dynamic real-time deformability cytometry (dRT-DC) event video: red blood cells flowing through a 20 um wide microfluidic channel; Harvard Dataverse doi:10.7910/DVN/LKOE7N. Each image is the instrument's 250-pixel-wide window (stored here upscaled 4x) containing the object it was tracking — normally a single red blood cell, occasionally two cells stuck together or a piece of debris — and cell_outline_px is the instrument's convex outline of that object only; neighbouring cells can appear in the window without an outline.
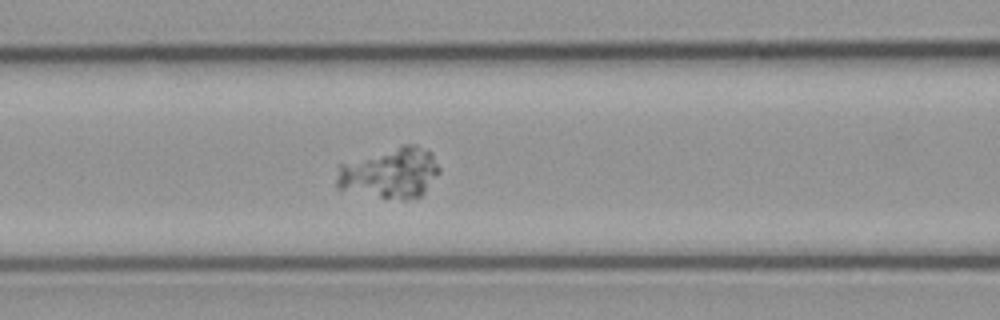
{"species": "common noctule bat (a hibernating species)", "species_latin": "Nyctalus noctula", "temperature_condition": "cold", "stored_images_in_passage": 56, "camera_frame_rate_fps": 3000, "um_per_image_px": 0.085, "animal": {"sex": "male", "body_mass_g": 23.1, "forearm_length_mm": 52.7}, "frame": {"image": 1, "passage_image": 24, "time_ms": 7.667, "image_size_px": [1000, 320], "cell_outline_px": [[440, 172], [424, 192], [420, 196], [404, 200], [400, 200], [336, 188], [336, 176], [340, 164], [404, 144], [416, 144], [432, 152], [440, 168]], "centroid_in_image_um": [33.2, 14.69], "position_along_channel_um": 133.4, "area_um2": 30.06}}
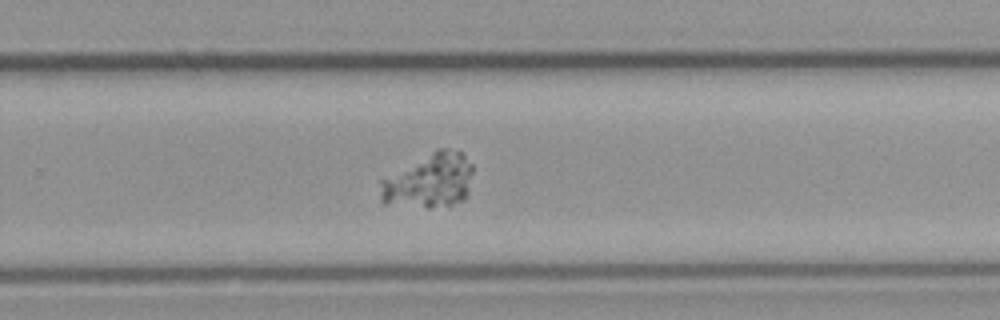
{"frame": {"image": 2, "passage_image": 37, "time_ms": 12.0, "image_size_px": [1000, 320], "cell_outline_px": [[472, 172], [468, 196], [464, 200], [452, 204], [428, 208], [384, 204], [380, 200], [380, 180], [440, 148], [448, 148], [460, 152], [472, 164]], "centroid_in_image_um": [36.5, 15.4], "position_along_channel_um": 293.3, "area_um2": 29.25}}
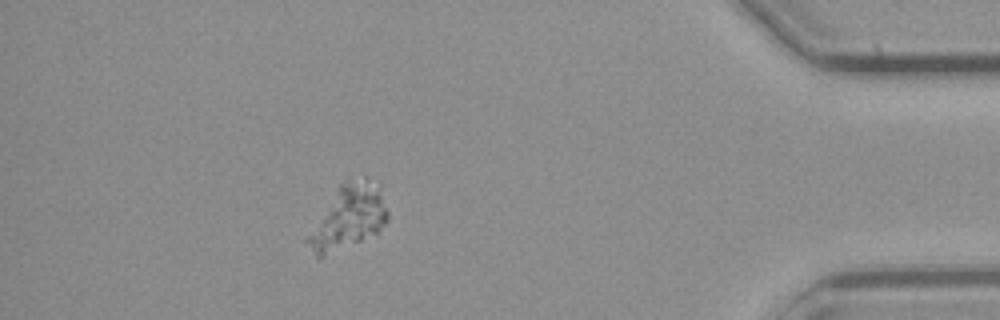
{"frame": {"image": 3, "passage_image": 50, "time_ms": 16.333, "image_size_px": [1000, 320], "cell_outline_px": [[388, 220], [376, 232], [360, 240], [320, 256], [316, 256], [304, 240], [340, 184], [380, 184], [388, 212]], "centroid_in_image_um": [29.61, 18.52], "position_along_channel_um": 405.6, "area_um2": 27.69}}